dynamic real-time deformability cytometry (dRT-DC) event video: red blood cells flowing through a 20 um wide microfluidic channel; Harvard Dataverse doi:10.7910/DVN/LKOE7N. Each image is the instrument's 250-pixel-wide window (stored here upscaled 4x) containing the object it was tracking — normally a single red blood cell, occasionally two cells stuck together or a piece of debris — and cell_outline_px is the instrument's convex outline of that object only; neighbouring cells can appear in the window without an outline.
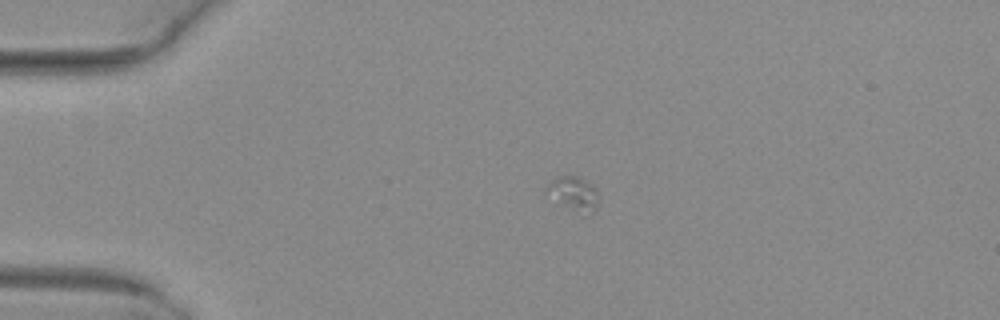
{"species": "common noctule bat (a hibernating species)", "species_latin": "Nyctalus noctula", "temperature_condition": "warm", "stored_images_in_passage": 8, "camera_frame_rate_fps": 3000, "um_per_image_px": 0.085, "animal": {"sex": "female", "body_mass_g": 29.2, "forearm_length_mm": 56.3}, "frame": {"image": 1, "passage_image": 1, "time_ms": 0.0, "image_size_px": [1000, 320], "cell_outline_px": [[600, 200], [596, 208], [572, 208], [544, 200], [544, 188], [556, 176], [580, 176], [592, 184], [596, 188]], "centroid_in_image_um": [48.61, 16.36], "position_along_channel_um": 36.4, "area_um2": 10.35}}